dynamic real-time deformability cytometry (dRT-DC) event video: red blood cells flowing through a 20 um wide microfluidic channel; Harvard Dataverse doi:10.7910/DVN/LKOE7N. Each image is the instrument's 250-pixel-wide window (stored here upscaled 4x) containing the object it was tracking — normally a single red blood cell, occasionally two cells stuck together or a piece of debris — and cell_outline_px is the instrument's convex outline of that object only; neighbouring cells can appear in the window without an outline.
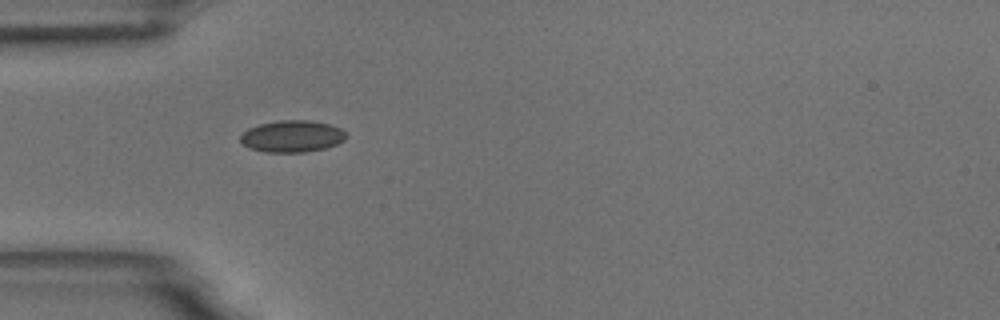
{"species": "common noctule bat (a hibernating species)", "species_latin": "Nyctalus noctula", "temperature_condition": "room temperature", "stored_images_in_passage": 34, "camera_frame_rate_fps": 3000, "um_per_image_px": 0.085, "animal": {"sex": "male", "body_mass_g": 18.8}, "frame": {"image": 1, "passage_image": 1, "time_ms": 0.0, "image_size_px": [1000, 320], "cell_outline_px": [[344, 140], [336, 144], [324, 148], [304, 152], [264, 152], [248, 148], [240, 140], [240, 136], [248, 128], [260, 124], [280, 120], [312, 120], [328, 124], [340, 128], [344, 132]], "centroid_in_image_um": [24.79, 11.58], "position_along_channel_um": 60.2, "area_um2": 19.42}}
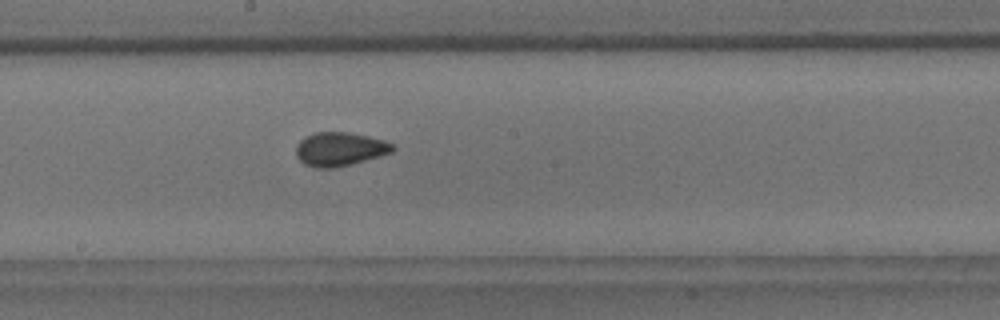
{"frame": {"image": 2, "passage_image": 15, "time_ms": 4.667, "image_size_px": [1000, 320], "cell_outline_px": [[396, 148], [392, 152], [352, 164], [332, 168], [316, 168], [304, 164], [296, 156], [296, 144], [304, 136], [316, 132], [348, 132], [368, 136], [384, 140], [392, 144]], "centroid_in_image_um": [28.85, 12.67], "position_along_channel_um": 219.3, "area_um2": 19.07}, "authors_computed_cell_mechanics": {"area_um2": 18.2648, "velocity_mm_per_s": 3.4389, "shape_relaxation_time_tau1_ms": 6.0158, "shape_relaxation_time_tau2_ms": 1.4046, "deformation_change_tau1": 0.104, "deformation_change_tau2": 0.0521}}